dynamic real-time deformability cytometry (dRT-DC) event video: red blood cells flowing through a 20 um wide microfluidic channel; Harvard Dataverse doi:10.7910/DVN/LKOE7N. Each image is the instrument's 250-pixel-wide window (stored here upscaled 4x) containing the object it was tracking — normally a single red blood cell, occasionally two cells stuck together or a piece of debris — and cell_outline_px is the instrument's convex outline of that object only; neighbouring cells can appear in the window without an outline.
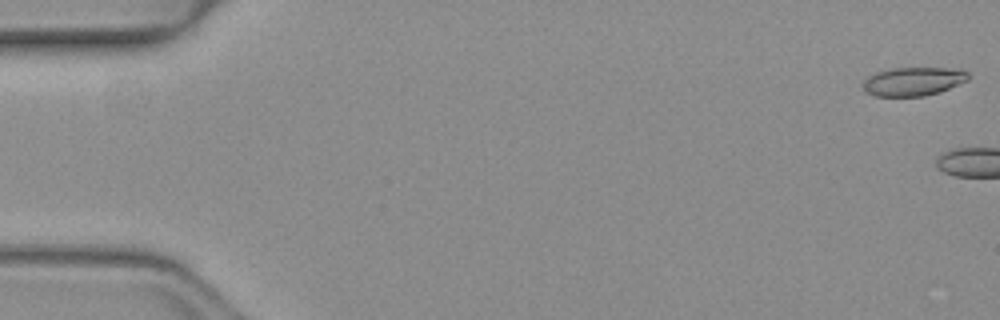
{"species": "common noctule bat (a hibernating species)", "species_latin": "Nyctalus noctula", "temperature_condition": "warm", "stored_images_in_passage": 4, "camera_frame_rate_fps": 3000, "um_per_image_px": 0.085, "animal": {"sex": "female", "body_mass_g": 19.3, "forearm_length_mm": 54.1}, "frame": {"image": 1, "passage_image": 1, "time_ms": 0.0, "image_size_px": [1000, 320], "cell_outline_px": [[968, 80], [940, 92], [924, 96], [872, 96], [864, 92], [860, 84], [868, 76], [876, 72], [896, 68], [960, 68], [968, 72]], "centroid_in_image_um": [77.59, 6.93], "position_along_channel_um": 7.4, "area_um2": 17.8}}